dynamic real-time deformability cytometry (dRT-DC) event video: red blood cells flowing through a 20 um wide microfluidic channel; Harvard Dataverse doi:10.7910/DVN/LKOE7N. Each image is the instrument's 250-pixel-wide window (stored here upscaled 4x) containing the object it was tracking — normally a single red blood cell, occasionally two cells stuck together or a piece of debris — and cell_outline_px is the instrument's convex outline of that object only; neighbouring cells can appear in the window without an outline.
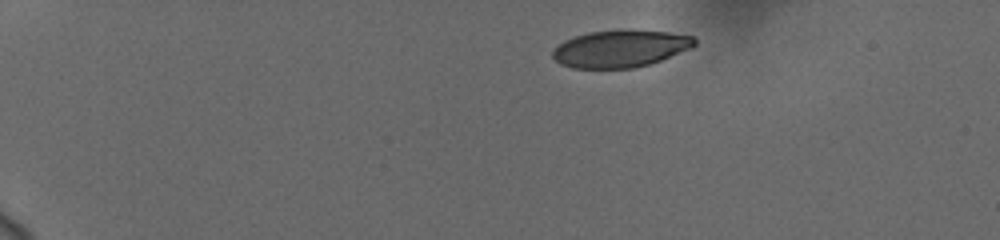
{"species": "human", "species_latin": "Homo sapiens", "temperature_condition": "cold", "stored_images_in_passage": 34, "camera_frame_rate_fps": 3000, "um_per_image_px": 0.085, "donor": {"sex": "female"}, "frame": {"image": 1, "passage_image": 1, "time_ms": 0.0, "image_size_px": [1000, 240], "cell_outline_px": [[696, 44], [688, 48], [660, 60], [648, 64], [632, 68], [572, 68], [560, 64], [552, 56], [552, 52], [564, 40], [588, 32], [620, 28], [628, 28], [668, 32], [692, 36], [696, 40]], "centroid_in_image_um": [52.7, 4.11], "position_along_channel_um": 32.3, "area_um2": 30.81}}
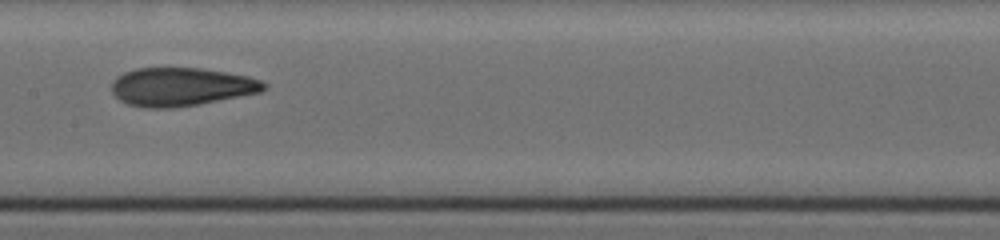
{"frame": {"image": 2, "passage_image": 16, "time_ms": 7.0, "image_size_px": [1000, 240], "cell_outline_px": [[268, 88], [260, 92], [196, 104], [172, 108], [148, 108], [128, 104], [120, 100], [112, 92], [112, 80], [116, 76], [124, 72], [136, 68], [200, 68], [228, 72], [248, 76], [260, 80], [268, 84]], "centroid_in_image_um": [15.39, 7.36], "position_along_channel_um": 192.0, "area_um2": 33.99}}
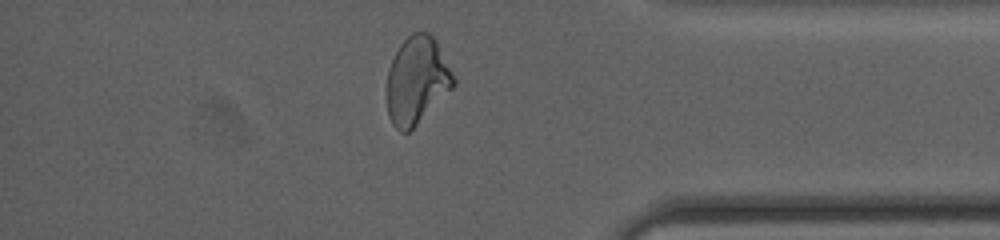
{"frame": {"image": 3, "passage_image": 29, "time_ms": 13.0, "image_size_px": [1000, 240], "cell_outline_px": [[456, 84], [408, 132], [400, 132], [392, 124], [388, 116], [388, 68], [400, 44], [412, 32], [428, 32], [436, 40], [456, 80]], "centroid_in_image_um": [35.43, 6.81], "position_along_channel_um": 399.8, "area_um2": 33.35}, "authors_computed_cell_mechanics": {"area_um2": 33.2061, "velocity_mm_per_s": 3.7031, "shape_relaxation_time_tau1_ms": null, "shape_relaxation_time_tau2_ms": 1.4724, "deformation_change_tau1": null, "deformation_change_tau2": 0.0658}}